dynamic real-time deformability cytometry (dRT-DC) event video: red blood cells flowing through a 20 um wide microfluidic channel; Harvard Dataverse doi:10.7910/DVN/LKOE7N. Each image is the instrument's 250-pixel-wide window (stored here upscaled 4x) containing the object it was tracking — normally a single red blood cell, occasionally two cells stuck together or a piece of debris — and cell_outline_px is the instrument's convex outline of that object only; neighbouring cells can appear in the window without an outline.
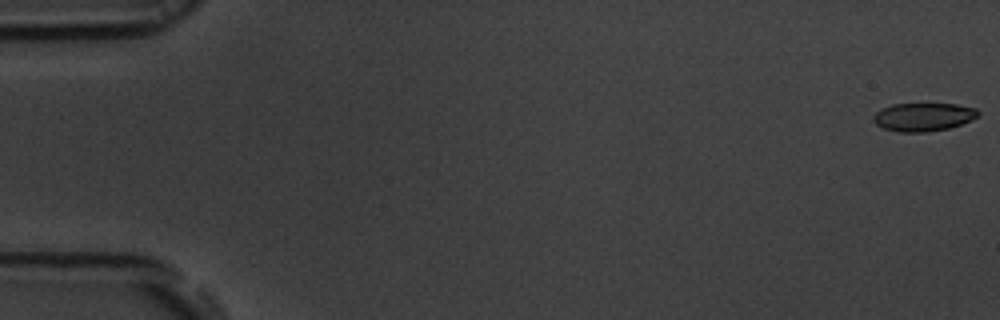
{"species": "common noctule bat (a hibernating species)", "species_latin": "Nyctalus noctula", "temperature_condition": "room temperature", "stored_images_in_passage": 54, "camera_frame_rate_fps": 3000, "um_per_image_px": 0.085, "animal": {"sex": "male", "body_mass_g": 19.5, "forearm_length_mm": 54.6}, "frame": {"image": 1, "passage_image": 1, "time_ms": 0.0, "image_size_px": [1000, 320], "cell_outline_px": [[980, 116], [972, 120], [948, 128], [928, 132], [900, 132], [884, 128], [876, 124], [872, 120], [872, 116], [880, 108], [892, 104], [956, 104], [976, 108], [980, 112]], "centroid_in_image_um": [78.48, 9.93], "position_along_channel_um": 6.5, "area_um2": 17.4}}
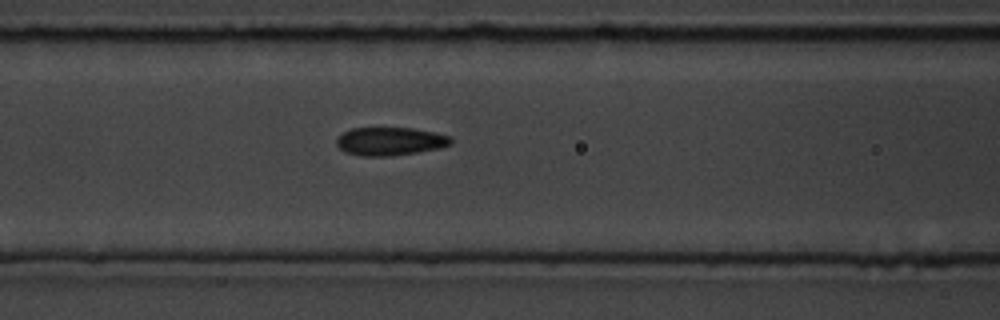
{"frame": {"image": 2, "passage_image": 23, "time_ms": 7.333, "image_size_px": [1000, 320], "cell_outline_px": [[452, 144], [440, 148], [392, 156], [360, 156], [344, 152], [336, 144], [336, 140], [344, 132], [352, 128], [412, 128], [432, 132], [448, 136], [452, 140]], "centroid_in_image_um": [33.13, 12.02], "position_along_channel_um": 133.5, "area_um2": 18.67}}
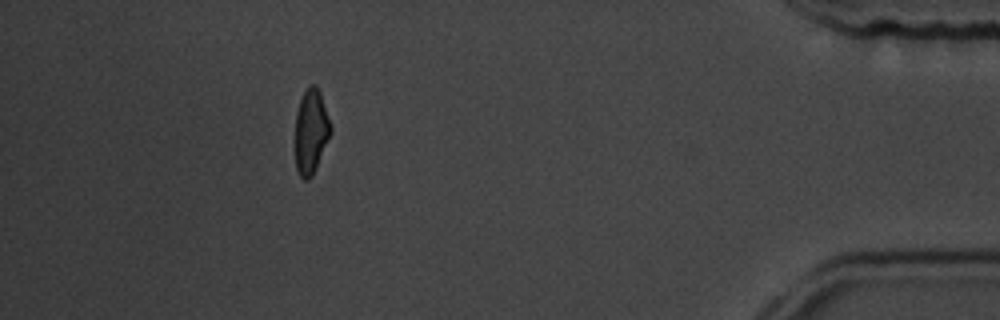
{"frame": {"image": 3, "passage_image": 49, "time_ms": 16.0, "image_size_px": [1000, 320], "cell_outline_px": [[332, 132], [312, 176], [308, 180], [304, 180], [300, 176], [296, 168], [296, 112], [300, 100], [308, 84], [316, 84], [320, 92], [332, 128]], "centroid_in_image_um": [26.44, 11.16], "position_along_channel_um": 408.8, "area_um2": 17.4}, "authors_computed_cell_mechanics": {"area_um2": 18.3804, "velocity_mm_per_s": 3.8108, "shape_relaxation_time_tau1_ms": 3.7732, "shape_relaxation_time_tau2_ms": 2.1708, "deformation_change_tau1": 0.1073, "deformation_change_tau2": 0.0683}}